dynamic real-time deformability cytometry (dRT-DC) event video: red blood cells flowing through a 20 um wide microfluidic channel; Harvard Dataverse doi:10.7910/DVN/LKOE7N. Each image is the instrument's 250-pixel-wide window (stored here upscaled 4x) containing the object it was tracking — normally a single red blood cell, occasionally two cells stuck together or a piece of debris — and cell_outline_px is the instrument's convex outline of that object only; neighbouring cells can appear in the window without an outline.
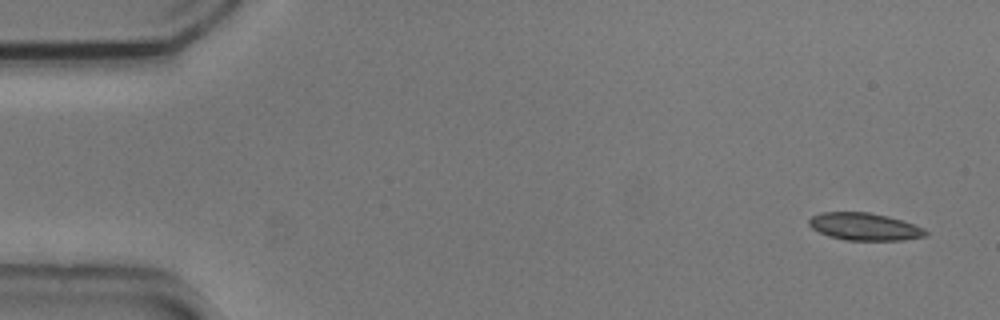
{"species": "common noctule bat (a hibernating species)", "species_latin": "Nyctalus noctula", "temperature_condition": "cold", "stored_images_in_passage": 6, "camera_frame_rate_fps": 3000, "um_per_image_px": 0.085, "animal": {"sex": "male", "body_mass_g": 20.5, "forearm_length_mm": 52.5}, "frame": {"image": 1, "passage_image": 1, "time_ms": 0.0, "image_size_px": [1000, 320], "cell_outline_px": [[928, 236], [904, 240], [844, 240], [828, 236], [812, 228], [808, 224], [808, 220], [812, 216], [820, 212], [868, 212], [888, 216], [924, 228], [928, 232]], "centroid_in_image_um": [73.48, 19.27], "position_along_channel_um": 11.5, "area_um2": 18.67}}
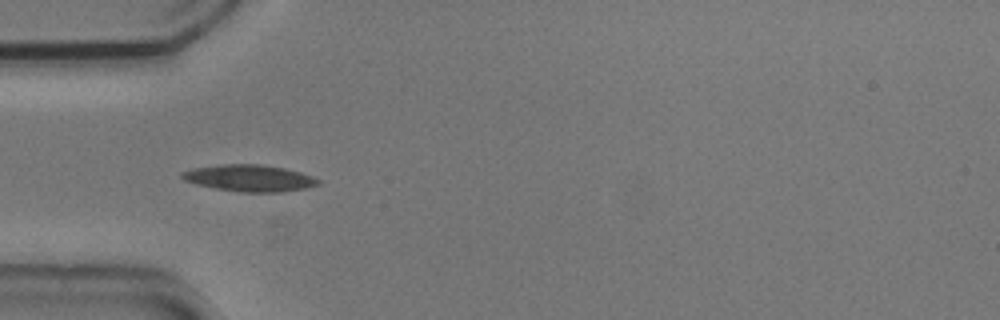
{"frame": {"image": 2, "passage_image": 5, "time_ms": 1.333, "image_size_px": [1000, 320], "cell_outline_px": [[320, 184], [304, 188], [280, 192], [240, 192], [216, 188], [196, 184], [184, 180], [180, 176], [180, 172], [192, 168], [220, 164], [260, 164], [284, 168], [300, 172], [312, 176], [320, 180]], "centroid_in_image_um": [21.17, 15.13], "position_along_channel_um": 63.8, "area_um2": 21.15}}